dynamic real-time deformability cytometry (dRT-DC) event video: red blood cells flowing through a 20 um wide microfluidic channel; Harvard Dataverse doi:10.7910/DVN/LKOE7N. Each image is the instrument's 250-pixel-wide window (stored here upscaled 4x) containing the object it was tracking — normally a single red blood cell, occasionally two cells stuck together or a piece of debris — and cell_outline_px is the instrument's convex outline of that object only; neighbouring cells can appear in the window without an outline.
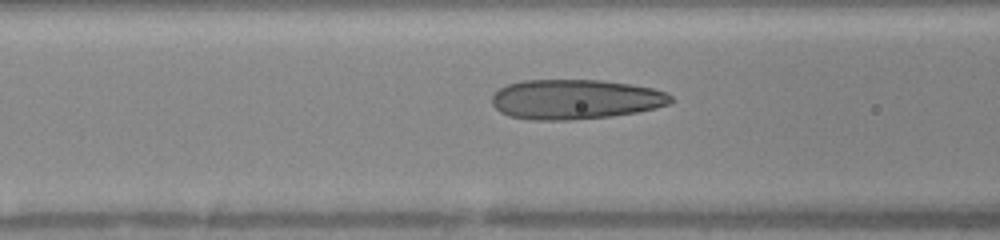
{"species": "human", "species_latin": "Homo sapiens", "temperature_condition": "warm", "stored_images_in_passage": 16, "camera_frame_rate_fps": 3000, "um_per_image_px": 0.085, "donor": {"sex": "female"}, "frame": {"image": 1, "passage_image": 14, "time_ms": 4.333, "image_size_px": [1000, 240], "cell_outline_px": [[672, 100], [668, 104], [656, 108], [636, 112], [612, 116], [568, 120], [532, 120], [508, 116], [500, 112], [492, 104], [492, 96], [500, 88], [508, 84], [524, 80], [600, 80], [628, 84], [652, 88], [668, 92], [672, 96]], "centroid_in_image_um": [48.89, 8.44], "position_along_channel_um": 117.7, "area_um2": 41.5}}